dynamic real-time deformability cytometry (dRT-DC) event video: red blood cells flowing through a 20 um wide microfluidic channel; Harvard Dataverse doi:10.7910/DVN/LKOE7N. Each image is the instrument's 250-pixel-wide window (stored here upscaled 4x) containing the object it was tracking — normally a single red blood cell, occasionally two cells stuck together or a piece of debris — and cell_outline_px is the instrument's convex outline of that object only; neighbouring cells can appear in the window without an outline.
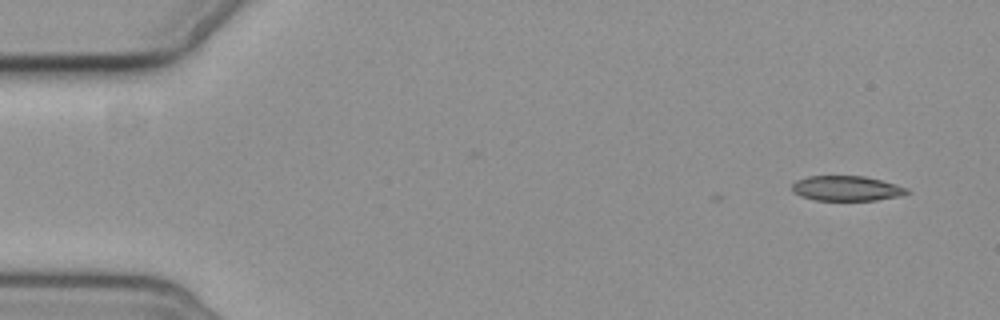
{"species": "common noctule bat (a hibernating species)", "species_latin": "Nyctalus noctula", "temperature_condition": "cold", "stored_images_in_passage": 4, "camera_frame_rate_fps": 3000, "um_per_image_px": 0.085, "animal": {"sex": "female", "body_mass_g": 19.3, "forearm_length_mm": 54.1}, "frame": {"image": 1, "passage_image": 1, "time_ms": 0.0, "image_size_px": [1000, 320], "cell_outline_px": [[912, 192], [904, 196], [876, 200], [816, 200], [800, 196], [792, 192], [792, 184], [796, 180], [808, 176], [864, 176], [896, 184], [908, 188]], "centroid_in_image_um": [71.99, 16.02], "position_along_channel_um": 13.0, "area_um2": 16.94}}